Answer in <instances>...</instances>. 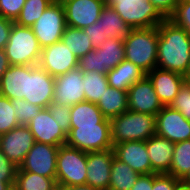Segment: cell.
<instances>
[{
    "label": "cell",
    "mask_w": 190,
    "mask_h": 190,
    "mask_svg": "<svg viewBox=\"0 0 190 190\" xmlns=\"http://www.w3.org/2000/svg\"><path fill=\"white\" fill-rule=\"evenodd\" d=\"M79 59L62 42H56L42 49L39 66L49 75L56 77L78 68Z\"/></svg>",
    "instance_id": "obj_12"
},
{
    "label": "cell",
    "mask_w": 190,
    "mask_h": 190,
    "mask_svg": "<svg viewBox=\"0 0 190 190\" xmlns=\"http://www.w3.org/2000/svg\"><path fill=\"white\" fill-rule=\"evenodd\" d=\"M185 78H186L187 82H190V64H189L188 72H187Z\"/></svg>",
    "instance_id": "obj_52"
},
{
    "label": "cell",
    "mask_w": 190,
    "mask_h": 190,
    "mask_svg": "<svg viewBox=\"0 0 190 190\" xmlns=\"http://www.w3.org/2000/svg\"><path fill=\"white\" fill-rule=\"evenodd\" d=\"M105 0H71L64 4L66 25L84 29L95 23L101 15Z\"/></svg>",
    "instance_id": "obj_17"
},
{
    "label": "cell",
    "mask_w": 190,
    "mask_h": 190,
    "mask_svg": "<svg viewBox=\"0 0 190 190\" xmlns=\"http://www.w3.org/2000/svg\"><path fill=\"white\" fill-rule=\"evenodd\" d=\"M27 76L29 65H10L2 76L0 94L10 100H26Z\"/></svg>",
    "instance_id": "obj_23"
},
{
    "label": "cell",
    "mask_w": 190,
    "mask_h": 190,
    "mask_svg": "<svg viewBox=\"0 0 190 190\" xmlns=\"http://www.w3.org/2000/svg\"><path fill=\"white\" fill-rule=\"evenodd\" d=\"M113 146L121 142L147 141L156 134V117L127 110L109 119Z\"/></svg>",
    "instance_id": "obj_3"
},
{
    "label": "cell",
    "mask_w": 190,
    "mask_h": 190,
    "mask_svg": "<svg viewBox=\"0 0 190 190\" xmlns=\"http://www.w3.org/2000/svg\"><path fill=\"white\" fill-rule=\"evenodd\" d=\"M179 0H150L158 12L169 19L175 12Z\"/></svg>",
    "instance_id": "obj_43"
},
{
    "label": "cell",
    "mask_w": 190,
    "mask_h": 190,
    "mask_svg": "<svg viewBox=\"0 0 190 190\" xmlns=\"http://www.w3.org/2000/svg\"><path fill=\"white\" fill-rule=\"evenodd\" d=\"M60 189L61 190H100L90 185L68 186V187H61Z\"/></svg>",
    "instance_id": "obj_47"
},
{
    "label": "cell",
    "mask_w": 190,
    "mask_h": 190,
    "mask_svg": "<svg viewBox=\"0 0 190 190\" xmlns=\"http://www.w3.org/2000/svg\"><path fill=\"white\" fill-rule=\"evenodd\" d=\"M48 109L54 120L58 123V126H60L62 131L68 135L71 122L70 107L52 102Z\"/></svg>",
    "instance_id": "obj_38"
},
{
    "label": "cell",
    "mask_w": 190,
    "mask_h": 190,
    "mask_svg": "<svg viewBox=\"0 0 190 190\" xmlns=\"http://www.w3.org/2000/svg\"><path fill=\"white\" fill-rule=\"evenodd\" d=\"M56 179L28 171H17L13 190H56Z\"/></svg>",
    "instance_id": "obj_30"
},
{
    "label": "cell",
    "mask_w": 190,
    "mask_h": 190,
    "mask_svg": "<svg viewBox=\"0 0 190 190\" xmlns=\"http://www.w3.org/2000/svg\"><path fill=\"white\" fill-rule=\"evenodd\" d=\"M174 190H190V184H186L180 180Z\"/></svg>",
    "instance_id": "obj_48"
},
{
    "label": "cell",
    "mask_w": 190,
    "mask_h": 190,
    "mask_svg": "<svg viewBox=\"0 0 190 190\" xmlns=\"http://www.w3.org/2000/svg\"><path fill=\"white\" fill-rule=\"evenodd\" d=\"M115 157L130 166L140 175L151 174V161L146 141H128L113 146Z\"/></svg>",
    "instance_id": "obj_20"
},
{
    "label": "cell",
    "mask_w": 190,
    "mask_h": 190,
    "mask_svg": "<svg viewBox=\"0 0 190 190\" xmlns=\"http://www.w3.org/2000/svg\"><path fill=\"white\" fill-rule=\"evenodd\" d=\"M156 117V134L172 143L190 140V121L170 106H163Z\"/></svg>",
    "instance_id": "obj_14"
},
{
    "label": "cell",
    "mask_w": 190,
    "mask_h": 190,
    "mask_svg": "<svg viewBox=\"0 0 190 190\" xmlns=\"http://www.w3.org/2000/svg\"><path fill=\"white\" fill-rule=\"evenodd\" d=\"M128 110L156 116L163 108L149 77L145 75L127 91Z\"/></svg>",
    "instance_id": "obj_16"
},
{
    "label": "cell",
    "mask_w": 190,
    "mask_h": 190,
    "mask_svg": "<svg viewBox=\"0 0 190 190\" xmlns=\"http://www.w3.org/2000/svg\"><path fill=\"white\" fill-rule=\"evenodd\" d=\"M69 1H71V0H53V3H58L60 5H64Z\"/></svg>",
    "instance_id": "obj_51"
},
{
    "label": "cell",
    "mask_w": 190,
    "mask_h": 190,
    "mask_svg": "<svg viewBox=\"0 0 190 190\" xmlns=\"http://www.w3.org/2000/svg\"><path fill=\"white\" fill-rule=\"evenodd\" d=\"M87 153L67 145L59 146L56 163L58 188L86 185Z\"/></svg>",
    "instance_id": "obj_5"
},
{
    "label": "cell",
    "mask_w": 190,
    "mask_h": 190,
    "mask_svg": "<svg viewBox=\"0 0 190 190\" xmlns=\"http://www.w3.org/2000/svg\"><path fill=\"white\" fill-rule=\"evenodd\" d=\"M19 125L11 100L0 94V135L8 133Z\"/></svg>",
    "instance_id": "obj_34"
},
{
    "label": "cell",
    "mask_w": 190,
    "mask_h": 190,
    "mask_svg": "<svg viewBox=\"0 0 190 190\" xmlns=\"http://www.w3.org/2000/svg\"><path fill=\"white\" fill-rule=\"evenodd\" d=\"M190 170V140L175 143L170 171L167 174L181 180Z\"/></svg>",
    "instance_id": "obj_32"
},
{
    "label": "cell",
    "mask_w": 190,
    "mask_h": 190,
    "mask_svg": "<svg viewBox=\"0 0 190 190\" xmlns=\"http://www.w3.org/2000/svg\"><path fill=\"white\" fill-rule=\"evenodd\" d=\"M157 68L186 76L190 64V35L170 19L158 25Z\"/></svg>",
    "instance_id": "obj_1"
},
{
    "label": "cell",
    "mask_w": 190,
    "mask_h": 190,
    "mask_svg": "<svg viewBox=\"0 0 190 190\" xmlns=\"http://www.w3.org/2000/svg\"><path fill=\"white\" fill-rule=\"evenodd\" d=\"M146 73L131 61L124 59L114 69L107 72L110 87L128 91L137 81L142 79Z\"/></svg>",
    "instance_id": "obj_24"
},
{
    "label": "cell",
    "mask_w": 190,
    "mask_h": 190,
    "mask_svg": "<svg viewBox=\"0 0 190 190\" xmlns=\"http://www.w3.org/2000/svg\"><path fill=\"white\" fill-rule=\"evenodd\" d=\"M0 190H13V188L3 178H0Z\"/></svg>",
    "instance_id": "obj_49"
},
{
    "label": "cell",
    "mask_w": 190,
    "mask_h": 190,
    "mask_svg": "<svg viewBox=\"0 0 190 190\" xmlns=\"http://www.w3.org/2000/svg\"><path fill=\"white\" fill-rule=\"evenodd\" d=\"M26 0H0V14L6 19L16 21Z\"/></svg>",
    "instance_id": "obj_39"
},
{
    "label": "cell",
    "mask_w": 190,
    "mask_h": 190,
    "mask_svg": "<svg viewBox=\"0 0 190 190\" xmlns=\"http://www.w3.org/2000/svg\"><path fill=\"white\" fill-rule=\"evenodd\" d=\"M125 59L124 42L116 38H107L99 48L87 53L78 61V68L83 72L93 70L107 74Z\"/></svg>",
    "instance_id": "obj_7"
},
{
    "label": "cell",
    "mask_w": 190,
    "mask_h": 190,
    "mask_svg": "<svg viewBox=\"0 0 190 190\" xmlns=\"http://www.w3.org/2000/svg\"><path fill=\"white\" fill-rule=\"evenodd\" d=\"M59 146L35 141L17 171H28L56 179V163Z\"/></svg>",
    "instance_id": "obj_10"
},
{
    "label": "cell",
    "mask_w": 190,
    "mask_h": 190,
    "mask_svg": "<svg viewBox=\"0 0 190 190\" xmlns=\"http://www.w3.org/2000/svg\"><path fill=\"white\" fill-rule=\"evenodd\" d=\"M70 130L78 128V126L97 125V124H110L97 104L83 101L70 107Z\"/></svg>",
    "instance_id": "obj_25"
},
{
    "label": "cell",
    "mask_w": 190,
    "mask_h": 190,
    "mask_svg": "<svg viewBox=\"0 0 190 190\" xmlns=\"http://www.w3.org/2000/svg\"><path fill=\"white\" fill-rule=\"evenodd\" d=\"M61 41L78 59L94 50L89 35L83 29L66 26Z\"/></svg>",
    "instance_id": "obj_29"
},
{
    "label": "cell",
    "mask_w": 190,
    "mask_h": 190,
    "mask_svg": "<svg viewBox=\"0 0 190 190\" xmlns=\"http://www.w3.org/2000/svg\"><path fill=\"white\" fill-rule=\"evenodd\" d=\"M35 141L53 146L66 145L67 135L52 117L48 108H44L27 125Z\"/></svg>",
    "instance_id": "obj_19"
},
{
    "label": "cell",
    "mask_w": 190,
    "mask_h": 190,
    "mask_svg": "<svg viewBox=\"0 0 190 190\" xmlns=\"http://www.w3.org/2000/svg\"><path fill=\"white\" fill-rule=\"evenodd\" d=\"M17 169L18 167L0 149V178H3L12 188H14Z\"/></svg>",
    "instance_id": "obj_40"
},
{
    "label": "cell",
    "mask_w": 190,
    "mask_h": 190,
    "mask_svg": "<svg viewBox=\"0 0 190 190\" xmlns=\"http://www.w3.org/2000/svg\"><path fill=\"white\" fill-rule=\"evenodd\" d=\"M158 27L131 29L124 41L125 59L146 74L157 67Z\"/></svg>",
    "instance_id": "obj_2"
},
{
    "label": "cell",
    "mask_w": 190,
    "mask_h": 190,
    "mask_svg": "<svg viewBox=\"0 0 190 190\" xmlns=\"http://www.w3.org/2000/svg\"><path fill=\"white\" fill-rule=\"evenodd\" d=\"M55 77L39 65H29L26 101L41 108H48L53 102Z\"/></svg>",
    "instance_id": "obj_11"
},
{
    "label": "cell",
    "mask_w": 190,
    "mask_h": 190,
    "mask_svg": "<svg viewBox=\"0 0 190 190\" xmlns=\"http://www.w3.org/2000/svg\"><path fill=\"white\" fill-rule=\"evenodd\" d=\"M10 64L5 54L4 49H0V83L5 71L9 68Z\"/></svg>",
    "instance_id": "obj_46"
},
{
    "label": "cell",
    "mask_w": 190,
    "mask_h": 190,
    "mask_svg": "<svg viewBox=\"0 0 190 190\" xmlns=\"http://www.w3.org/2000/svg\"><path fill=\"white\" fill-rule=\"evenodd\" d=\"M139 176V173L114 155L108 190H131Z\"/></svg>",
    "instance_id": "obj_28"
},
{
    "label": "cell",
    "mask_w": 190,
    "mask_h": 190,
    "mask_svg": "<svg viewBox=\"0 0 190 190\" xmlns=\"http://www.w3.org/2000/svg\"><path fill=\"white\" fill-rule=\"evenodd\" d=\"M106 3L130 29L158 27L165 20L150 0H108Z\"/></svg>",
    "instance_id": "obj_6"
},
{
    "label": "cell",
    "mask_w": 190,
    "mask_h": 190,
    "mask_svg": "<svg viewBox=\"0 0 190 190\" xmlns=\"http://www.w3.org/2000/svg\"><path fill=\"white\" fill-rule=\"evenodd\" d=\"M14 21L6 19L0 14V49L6 46Z\"/></svg>",
    "instance_id": "obj_44"
},
{
    "label": "cell",
    "mask_w": 190,
    "mask_h": 190,
    "mask_svg": "<svg viewBox=\"0 0 190 190\" xmlns=\"http://www.w3.org/2000/svg\"><path fill=\"white\" fill-rule=\"evenodd\" d=\"M51 3V0H26L15 23L31 27Z\"/></svg>",
    "instance_id": "obj_33"
},
{
    "label": "cell",
    "mask_w": 190,
    "mask_h": 190,
    "mask_svg": "<svg viewBox=\"0 0 190 190\" xmlns=\"http://www.w3.org/2000/svg\"><path fill=\"white\" fill-rule=\"evenodd\" d=\"M85 101L98 104L100 98L109 87L107 74L96 71L83 73Z\"/></svg>",
    "instance_id": "obj_31"
},
{
    "label": "cell",
    "mask_w": 190,
    "mask_h": 190,
    "mask_svg": "<svg viewBox=\"0 0 190 190\" xmlns=\"http://www.w3.org/2000/svg\"><path fill=\"white\" fill-rule=\"evenodd\" d=\"M97 106L107 119L119 116L128 110L127 91L109 86Z\"/></svg>",
    "instance_id": "obj_26"
},
{
    "label": "cell",
    "mask_w": 190,
    "mask_h": 190,
    "mask_svg": "<svg viewBox=\"0 0 190 190\" xmlns=\"http://www.w3.org/2000/svg\"><path fill=\"white\" fill-rule=\"evenodd\" d=\"M182 182L186 184H190V170L186 173V175L181 179Z\"/></svg>",
    "instance_id": "obj_50"
},
{
    "label": "cell",
    "mask_w": 190,
    "mask_h": 190,
    "mask_svg": "<svg viewBox=\"0 0 190 190\" xmlns=\"http://www.w3.org/2000/svg\"><path fill=\"white\" fill-rule=\"evenodd\" d=\"M175 143L157 134L146 141L152 173H168L173 159Z\"/></svg>",
    "instance_id": "obj_22"
},
{
    "label": "cell",
    "mask_w": 190,
    "mask_h": 190,
    "mask_svg": "<svg viewBox=\"0 0 190 190\" xmlns=\"http://www.w3.org/2000/svg\"><path fill=\"white\" fill-rule=\"evenodd\" d=\"M83 72L77 68L55 77L53 102L71 107L85 101Z\"/></svg>",
    "instance_id": "obj_13"
},
{
    "label": "cell",
    "mask_w": 190,
    "mask_h": 190,
    "mask_svg": "<svg viewBox=\"0 0 190 190\" xmlns=\"http://www.w3.org/2000/svg\"><path fill=\"white\" fill-rule=\"evenodd\" d=\"M4 51L10 65H38L42 48L31 27L14 22Z\"/></svg>",
    "instance_id": "obj_4"
},
{
    "label": "cell",
    "mask_w": 190,
    "mask_h": 190,
    "mask_svg": "<svg viewBox=\"0 0 190 190\" xmlns=\"http://www.w3.org/2000/svg\"><path fill=\"white\" fill-rule=\"evenodd\" d=\"M169 19L190 35V0H179L174 14Z\"/></svg>",
    "instance_id": "obj_37"
},
{
    "label": "cell",
    "mask_w": 190,
    "mask_h": 190,
    "mask_svg": "<svg viewBox=\"0 0 190 190\" xmlns=\"http://www.w3.org/2000/svg\"><path fill=\"white\" fill-rule=\"evenodd\" d=\"M152 188L153 173L148 175H140L131 190H152Z\"/></svg>",
    "instance_id": "obj_45"
},
{
    "label": "cell",
    "mask_w": 190,
    "mask_h": 190,
    "mask_svg": "<svg viewBox=\"0 0 190 190\" xmlns=\"http://www.w3.org/2000/svg\"><path fill=\"white\" fill-rule=\"evenodd\" d=\"M11 104L15 110V117L20 125L27 126L31 119L35 118L43 109L37 105H33L25 99H13Z\"/></svg>",
    "instance_id": "obj_35"
},
{
    "label": "cell",
    "mask_w": 190,
    "mask_h": 190,
    "mask_svg": "<svg viewBox=\"0 0 190 190\" xmlns=\"http://www.w3.org/2000/svg\"><path fill=\"white\" fill-rule=\"evenodd\" d=\"M169 106L178 110L186 120L190 121V82L185 81L183 83Z\"/></svg>",
    "instance_id": "obj_36"
},
{
    "label": "cell",
    "mask_w": 190,
    "mask_h": 190,
    "mask_svg": "<svg viewBox=\"0 0 190 190\" xmlns=\"http://www.w3.org/2000/svg\"><path fill=\"white\" fill-rule=\"evenodd\" d=\"M101 29L107 38H116L124 42L130 32V27L107 3L100 15Z\"/></svg>",
    "instance_id": "obj_27"
},
{
    "label": "cell",
    "mask_w": 190,
    "mask_h": 190,
    "mask_svg": "<svg viewBox=\"0 0 190 190\" xmlns=\"http://www.w3.org/2000/svg\"><path fill=\"white\" fill-rule=\"evenodd\" d=\"M180 180L167 173H153L152 190H174Z\"/></svg>",
    "instance_id": "obj_41"
},
{
    "label": "cell",
    "mask_w": 190,
    "mask_h": 190,
    "mask_svg": "<svg viewBox=\"0 0 190 190\" xmlns=\"http://www.w3.org/2000/svg\"><path fill=\"white\" fill-rule=\"evenodd\" d=\"M34 143V136L25 125H19L8 133L0 135L1 151L18 168Z\"/></svg>",
    "instance_id": "obj_15"
},
{
    "label": "cell",
    "mask_w": 190,
    "mask_h": 190,
    "mask_svg": "<svg viewBox=\"0 0 190 190\" xmlns=\"http://www.w3.org/2000/svg\"><path fill=\"white\" fill-rule=\"evenodd\" d=\"M113 158V149L88 152L86 185L100 190H108Z\"/></svg>",
    "instance_id": "obj_18"
},
{
    "label": "cell",
    "mask_w": 190,
    "mask_h": 190,
    "mask_svg": "<svg viewBox=\"0 0 190 190\" xmlns=\"http://www.w3.org/2000/svg\"><path fill=\"white\" fill-rule=\"evenodd\" d=\"M89 35V39L93 44V48H99L100 45L107 39V36L101 29V19L99 18L95 23L83 29Z\"/></svg>",
    "instance_id": "obj_42"
},
{
    "label": "cell",
    "mask_w": 190,
    "mask_h": 190,
    "mask_svg": "<svg viewBox=\"0 0 190 190\" xmlns=\"http://www.w3.org/2000/svg\"><path fill=\"white\" fill-rule=\"evenodd\" d=\"M66 26L64 6L52 2L31 28L43 49L61 41Z\"/></svg>",
    "instance_id": "obj_9"
},
{
    "label": "cell",
    "mask_w": 190,
    "mask_h": 190,
    "mask_svg": "<svg viewBox=\"0 0 190 190\" xmlns=\"http://www.w3.org/2000/svg\"><path fill=\"white\" fill-rule=\"evenodd\" d=\"M66 145L86 153L113 149L110 124L72 128L67 135Z\"/></svg>",
    "instance_id": "obj_8"
},
{
    "label": "cell",
    "mask_w": 190,
    "mask_h": 190,
    "mask_svg": "<svg viewBox=\"0 0 190 190\" xmlns=\"http://www.w3.org/2000/svg\"><path fill=\"white\" fill-rule=\"evenodd\" d=\"M151 80L159 101L163 106H169L178 94L180 87L186 81L185 76L172 72L154 68L146 74Z\"/></svg>",
    "instance_id": "obj_21"
}]
</instances>
